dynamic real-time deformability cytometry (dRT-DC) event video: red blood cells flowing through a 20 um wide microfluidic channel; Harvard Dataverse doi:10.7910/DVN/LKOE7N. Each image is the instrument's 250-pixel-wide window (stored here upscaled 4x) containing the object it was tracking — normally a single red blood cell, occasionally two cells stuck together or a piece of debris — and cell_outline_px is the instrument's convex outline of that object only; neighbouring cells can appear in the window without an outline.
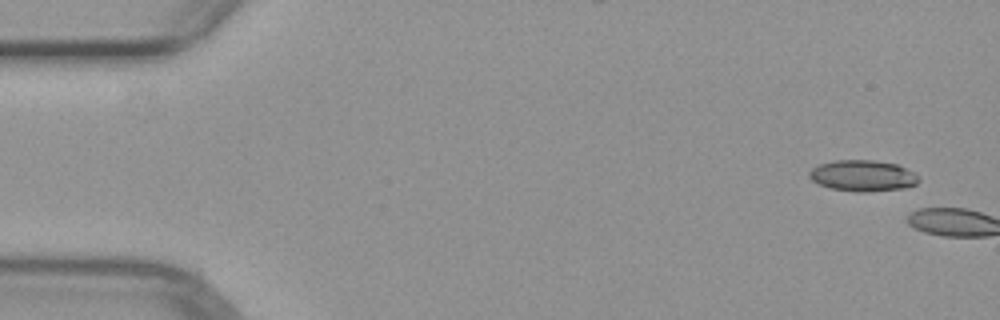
{"species": "common noctule bat (a hibernating species)", "species_latin": "Nyctalus noctula", "temperature_condition": "warm", "stored_images_in_passage": 6, "camera_frame_rate_fps": 3000, "um_per_image_px": 0.085, "animal": {"sex": "female", "body_mass_g": 29.2, "forearm_length_mm": 56.3}, "frame": {"image": 1, "passage_image": 1, "time_ms": 0.0, "image_size_px": [1000, 320], "cell_outline_px": [[920, 180], [916, 184], [904, 188], [868, 192], [856, 192], [828, 188], [812, 180], [808, 176], [808, 172], [812, 168], [820, 164], [836, 160], [872, 160], [896, 164], [912, 172]], "centroid_in_image_um": [73.3, 14.94], "position_along_channel_um": 11.7, "area_um2": 19.77}}